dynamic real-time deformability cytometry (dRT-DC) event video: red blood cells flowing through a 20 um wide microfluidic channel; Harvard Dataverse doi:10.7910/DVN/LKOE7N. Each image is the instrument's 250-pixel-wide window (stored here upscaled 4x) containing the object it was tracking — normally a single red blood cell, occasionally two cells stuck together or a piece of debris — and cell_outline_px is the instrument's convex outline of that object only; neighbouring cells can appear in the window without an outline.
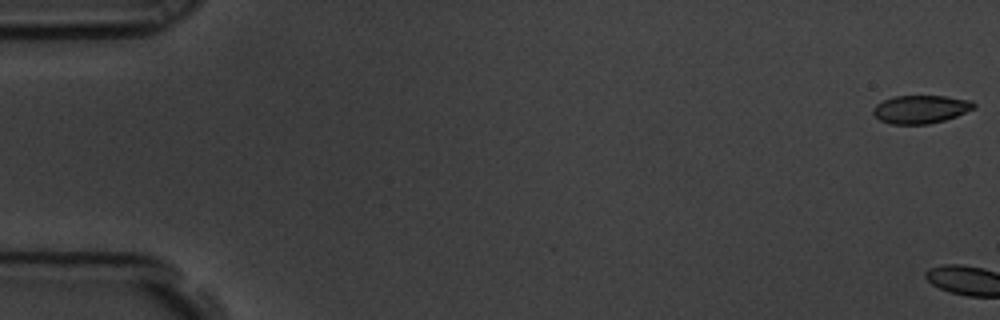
{"species": "common noctule bat (a hibernating species)", "species_latin": "Nyctalus noctula", "temperature_condition": "room temperature", "stored_images_in_passage": 4, "camera_frame_rate_fps": 3000, "um_per_image_px": 0.085, "animal": {"sex": "male", "body_mass_g": 19.5, "forearm_length_mm": 54.6}, "frame": {"image": 1, "passage_image": 1, "time_ms": 0.0, "image_size_px": [1000, 320], "cell_outline_px": [[976, 108], [956, 116], [944, 120], [928, 124], [892, 124], [880, 120], [872, 112], [872, 108], [876, 104], [892, 96], [944, 96], [972, 100], [976, 104]], "centroid_in_image_um": [78.27, 9.28], "position_along_channel_um": 6.7, "area_um2": 16.59}}